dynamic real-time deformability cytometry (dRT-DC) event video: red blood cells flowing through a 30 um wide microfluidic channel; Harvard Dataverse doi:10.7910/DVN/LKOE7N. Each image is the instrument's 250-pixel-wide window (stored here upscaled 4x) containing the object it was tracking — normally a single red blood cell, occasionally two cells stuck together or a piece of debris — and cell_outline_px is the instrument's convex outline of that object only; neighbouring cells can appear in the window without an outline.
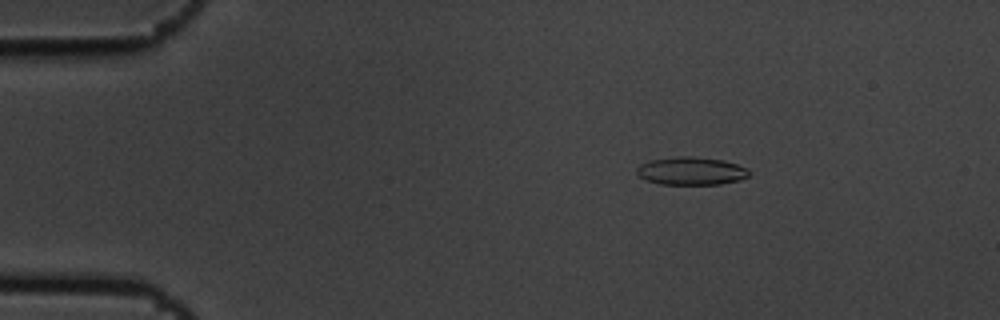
{"species": "common noctule bat (a hibernating species)", "species_latin": "Nyctalus noctula", "temperature_condition": "cold", "stored_images_in_passage": 4, "camera_frame_rate_fps": 3000, "um_per_image_px": 0.085, "animal": {"sex": "male", "body_mass_g": 19.5, "forearm_length_mm": 54.6}, "frame": {"image": 1, "passage_image": 2, "time_ms": 0.333, "image_size_px": [1000, 320], "cell_outline_px": [[748, 176], [740, 180], [720, 184], [660, 184], [648, 180], [640, 176], [636, 172], [636, 168], [640, 164], [652, 160], [676, 156], [692, 156], [724, 160], [748, 168]], "centroid_in_image_um": [58.76, 14.52], "position_along_channel_um": 26.2, "area_um2": 18.21}}